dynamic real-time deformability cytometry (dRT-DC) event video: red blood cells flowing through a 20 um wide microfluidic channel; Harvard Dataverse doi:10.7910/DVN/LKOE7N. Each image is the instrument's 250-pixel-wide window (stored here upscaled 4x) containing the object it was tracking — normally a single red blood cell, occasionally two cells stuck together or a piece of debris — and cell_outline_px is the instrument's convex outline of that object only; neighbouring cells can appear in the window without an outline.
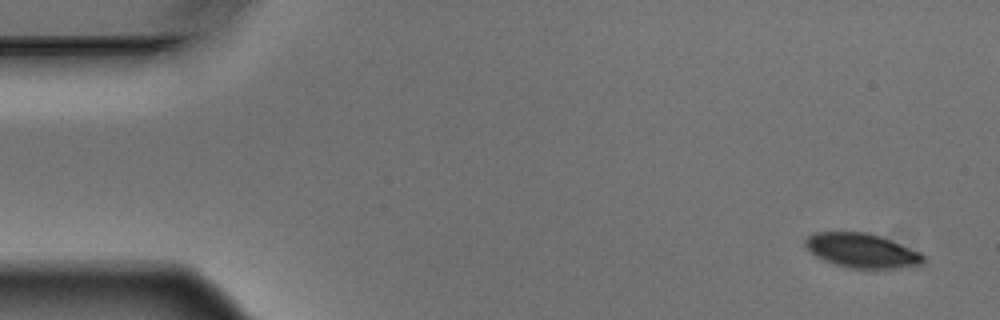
{"species": "Egyptian fruit bat (a non-hibernating species)", "species_latin": "Rousettus aegyptiacus", "temperature_condition": "warm", "stored_images_in_passage": 4, "camera_frame_rate_fps": 3000, "um_per_image_px": 0.085, "animal": {"sex": "male"}, "frame": {"image": 1, "passage_image": 1, "time_ms": 0.0, "image_size_px": [1000, 320], "cell_outline_px": [[924, 260], [920, 264], [892, 268], [852, 268], [836, 264], [824, 260], [816, 256], [804, 244], [804, 240], [812, 232], [868, 232], [880, 236], [920, 252], [924, 256]], "centroid_in_image_um": [73.22, 21.28], "position_along_channel_um": 11.8, "area_um2": 23.24}}
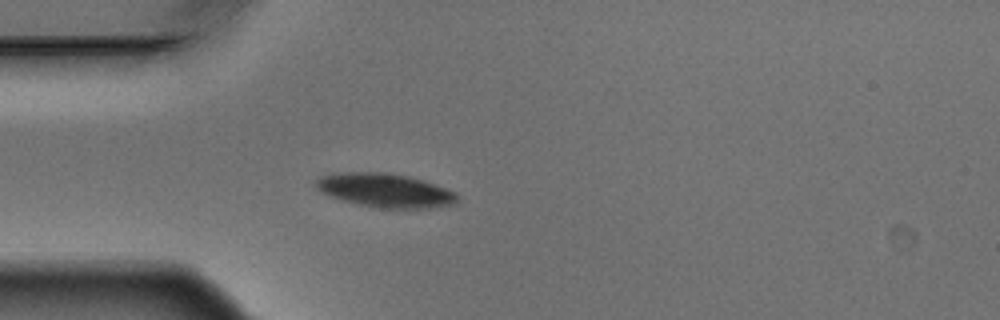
{"frame": {"image": 2, "passage_image": 4, "time_ms": 1.0, "image_size_px": [1000, 320], "cell_outline_px": [[456, 200], [452, 204], [428, 208], [380, 208], [360, 204], [328, 196], [320, 192], [316, 188], [316, 180], [320, 176], [332, 172], [384, 172], [408, 176], [436, 184], [456, 192]], "centroid_in_image_um": [32.68, 16.16], "position_along_channel_um": 52.3, "area_um2": 27.8}}